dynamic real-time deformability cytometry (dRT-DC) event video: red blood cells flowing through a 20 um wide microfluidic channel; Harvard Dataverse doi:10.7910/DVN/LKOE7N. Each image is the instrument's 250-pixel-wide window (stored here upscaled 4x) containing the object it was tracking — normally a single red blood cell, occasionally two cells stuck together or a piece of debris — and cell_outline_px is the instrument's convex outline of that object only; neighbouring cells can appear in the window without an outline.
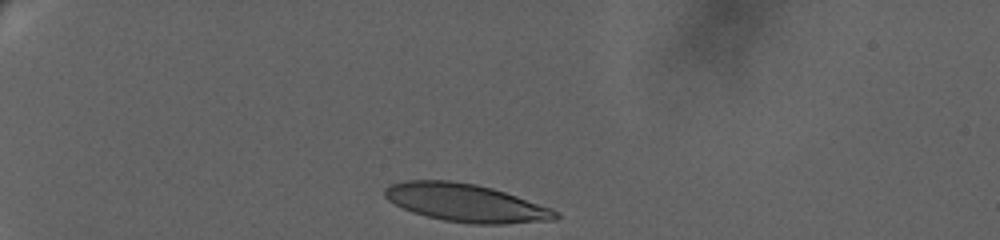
{"species": "human", "species_latin": "Homo sapiens", "temperature_condition": "warm", "stored_images_in_passage": 46, "camera_frame_rate_fps": 3000, "um_per_image_px": 0.085, "donor": {"sex": "female"}, "frame": {"image": 1, "passage_image": 1, "time_ms": 0.0, "image_size_px": [1000, 240], "cell_outline_px": [[560, 216], [556, 220], [504, 224], [468, 224], [444, 220], [412, 212], [388, 200], [384, 196], [384, 188], [388, 184], [404, 180], [452, 180], [476, 184], [492, 188], [516, 196], [560, 212]], "centroid_in_image_um": [39.57, 17.24], "position_along_channel_um": 45.4, "area_um2": 37.8}}
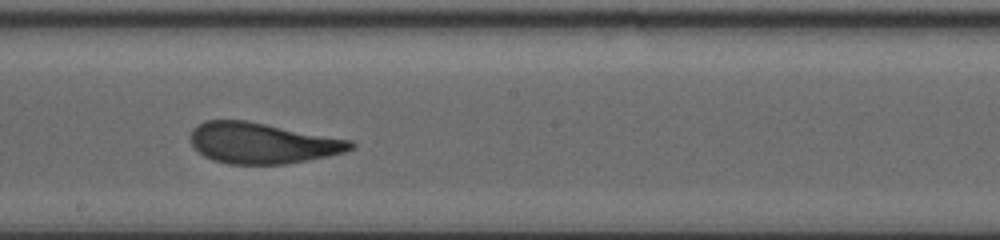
{"frame": {"image": 2, "passage_image": 25, "time_ms": 7.667, "image_size_px": [1000, 240], "cell_outline_px": [[356, 144], [352, 148], [344, 152], [328, 156], [288, 164], [228, 164], [212, 160], [204, 156], [192, 144], [192, 128], [196, 124], [204, 120], [248, 120], [352, 140]], "centroid_in_image_um": [22.3, 12.15], "position_along_channel_um": 225.9, "area_um2": 38.26}}
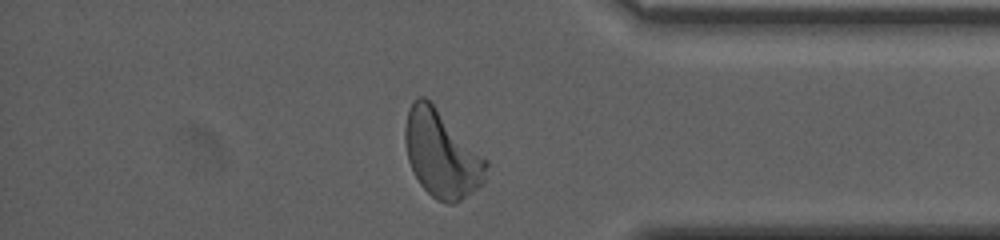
{"frame": {"image": 3, "passage_image": 44, "time_ms": 13.333, "image_size_px": [1000, 240], "cell_outline_px": [[488, 164], [484, 180], [472, 192], [460, 200], [452, 204], [448, 204], [436, 200], [420, 184], [408, 160], [404, 140], [404, 128], [408, 108], [420, 96], [424, 96], [488, 160]], "centroid_in_image_um": [37.52, 13.11], "position_along_channel_um": 397.7, "area_um2": 40.4}, "authors_computed_cell_mechanics": {"area_um2": 38.4659, "velocity_mm_per_s": 3.1979, "shape_relaxation_time_tau1_ms": 5.3044, "shape_relaxation_time_tau2_ms": 1.0166, "deformation_change_tau1": 0.1823, "deformation_change_tau2": 0.0839}}